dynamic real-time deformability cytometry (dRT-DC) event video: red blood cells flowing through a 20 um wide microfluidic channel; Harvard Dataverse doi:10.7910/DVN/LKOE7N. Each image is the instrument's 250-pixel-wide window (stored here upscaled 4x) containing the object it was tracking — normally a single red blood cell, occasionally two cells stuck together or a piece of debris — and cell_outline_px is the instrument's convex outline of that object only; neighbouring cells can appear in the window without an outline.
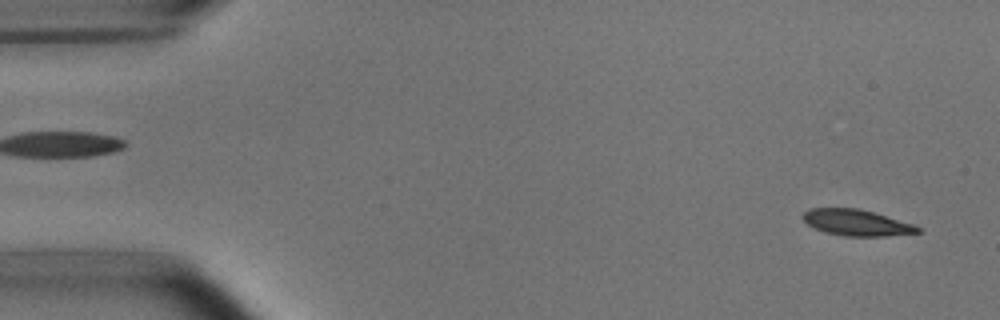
{"species": "common noctule bat (a hibernating species)", "species_latin": "Nyctalus noctula", "temperature_condition": "room temperature", "stored_images_in_passage": 52, "camera_frame_rate_fps": 3000, "um_per_image_px": 0.085, "animal": {"sex": "male", "body_mass_g": 15.6}, "frame": {"image": 1, "passage_image": 2, "time_ms": 0.333, "image_size_px": [1000, 320], "cell_outline_px": [[924, 232], [888, 236], [844, 236], [824, 232], [808, 224], [800, 216], [808, 208], [860, 208], [912, 224], [924, 228]], "centroid_in_image_um": [72.83, 18.93], "position_along_channel_um": 12.2, "area_um2": 17.63}}
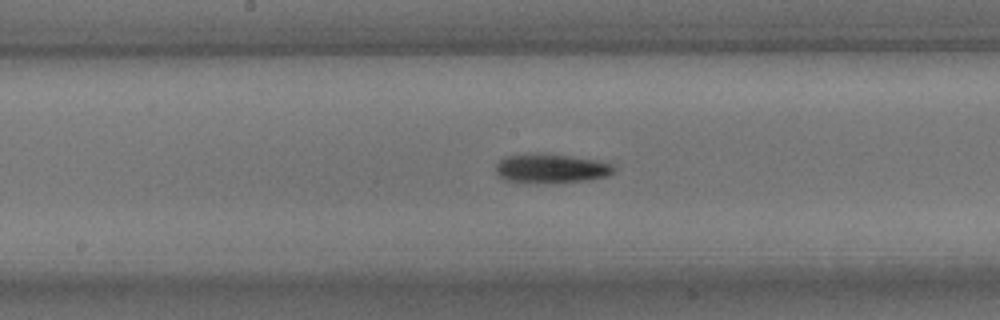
{"frame": {"image": 2, "passage_image": 26, "time_ms": 8.333, "image_size_px": [1000, 320], "cell_outline_px": [[616, 172], [608, 176], [588, 180], [556, 184], [516, 184], [504, 180], [496, 172], [496, 164], [504, 156], [532, 152], [544, 152], [596, 160], [612, 164], [616, 168]], "centroid_in_image_um": [46.8, 14.34], "position_along_channel_um": 201.4, "area_um2": 21.27}}
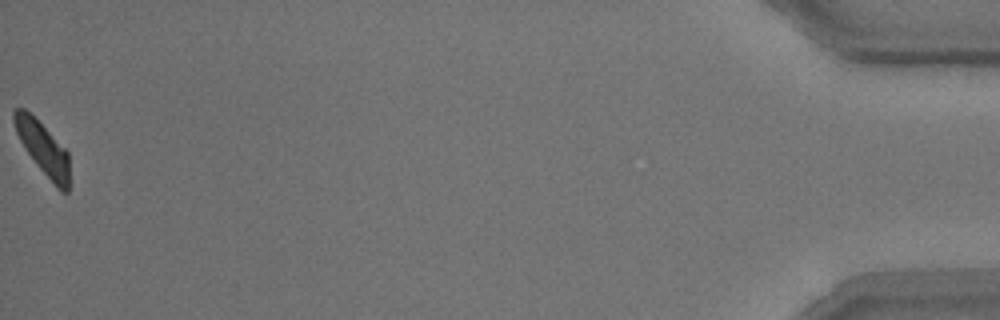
{"frame": {"image": 3, "passage_image": 52, "time_ms": 17.0, "image_size_px": [1000, 320], "cell_outline_px": [[68, 192], [60, 192], [56, 188], [40, 168], [28, 152], [20, 140], [16, 132], [12, 120], [12, 112], [16, 108], [24, 108], [68, 152]], "centroid_in_image_um": [3.63, 12.62], "position_along_channel_um": 431.6, "area_um2": 16.3}, "authors_computed_cell_mechanics": {"area_um2": 18.785, "velocity_mm_per_s": 3.7877, "shape_relaxation_time_tau1_ms": 3.1404, "shape_relaxation_time_tau2_ms": 5.7429, "deformation_change_tau1": 0.1224, "deformation_change_tau2": 0.1157}}